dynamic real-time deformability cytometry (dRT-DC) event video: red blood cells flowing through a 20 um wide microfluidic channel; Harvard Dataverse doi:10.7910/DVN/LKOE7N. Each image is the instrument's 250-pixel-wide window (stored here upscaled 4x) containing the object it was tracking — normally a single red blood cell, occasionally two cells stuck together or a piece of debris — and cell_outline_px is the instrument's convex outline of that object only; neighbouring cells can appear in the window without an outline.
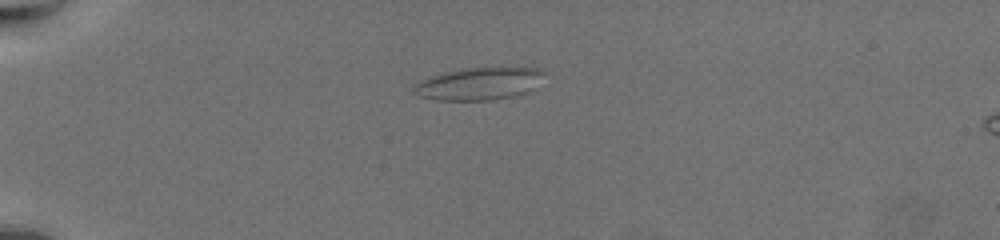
{"species": "common noctule bat (a hibernating species)", "species_latin": "Nyctalus noctula", "temperature_condition": "warm", "stored_images_in_passage": 46, "camera_frame_rate_fps": 3000, "um_per_image_px": 0.085, "animal": {"sex": "female", "body_mass_g": 19.5, "forearm_length_mm": 54.1}, "frame": {"image": 1, "passage_image": 1, "time_ms": 0.0, "image_size_px": [1000, 240], "cell_outline_px": [[544, 72], [524, 92], [512, 96], [492, 100], [436, 100], [420, 96], [412, 92], [412, 88], [420, 80], [444, 72], [460, 68], [540, 68]], "centroid_in_image_um": [40.56, 7.12], "position_along_channel_um": 44.4, "area_um2": 23.93}}
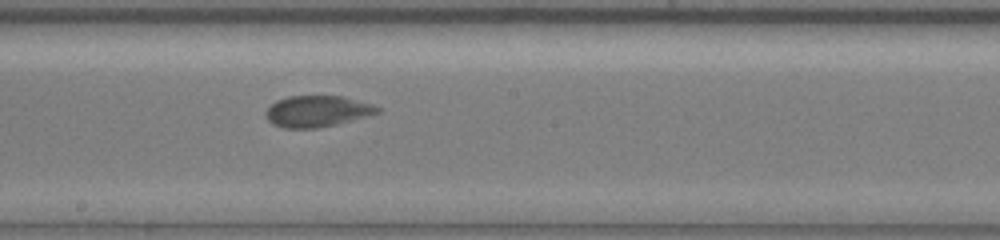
{"frame": {"image": 2, "passage_image": 21, "time_ms": 6.667, "image_size_px": [1000, 240], "cell_outline_px": [[380, 112], [336, 124], [316, 128], [284, 128], [272, 124], [268, 120], [264, 112], [276, 100], [288, 96], [344, 96], [372, 104], [380, 108]], "centroid_in_image_um": [26.93, 9.45], "position_along_channel_um": 221.3, "area_um2": 20.23}}
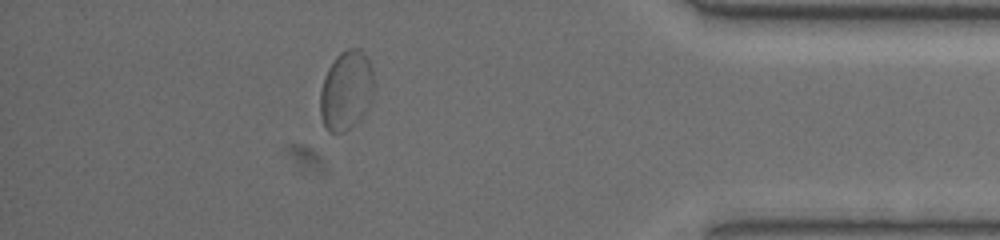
{"frame": {"image": 3, "passage_image": 40, "time_ms": 13.0, "image_size_px": [1000, 240], "cell_outline_px": [[372, 96], [368, 108], [360, 120], [344, 132], [328, 132], [320, 116], [320, 92], [328, 68], [336, 56], [340, 52], [348, 48], [360, 48], [364, 52], [368, 60], [372, 72]], "centroid_in_image_um": [29.42, 7.7], "position_along_channel_um": 405.8, "area_um2": 24.74}, "authors_computed_cell_mechanics": {"area_um2": 20.9525, "velocity_mm_per_s": 3.38, "shape_relaxation_time_tau1_ms": 5.4939, "shape_relaxation_time_tau2_ms": null, "deformation_change_tau1": 0.1436, "deformation_change_tau2": null}}